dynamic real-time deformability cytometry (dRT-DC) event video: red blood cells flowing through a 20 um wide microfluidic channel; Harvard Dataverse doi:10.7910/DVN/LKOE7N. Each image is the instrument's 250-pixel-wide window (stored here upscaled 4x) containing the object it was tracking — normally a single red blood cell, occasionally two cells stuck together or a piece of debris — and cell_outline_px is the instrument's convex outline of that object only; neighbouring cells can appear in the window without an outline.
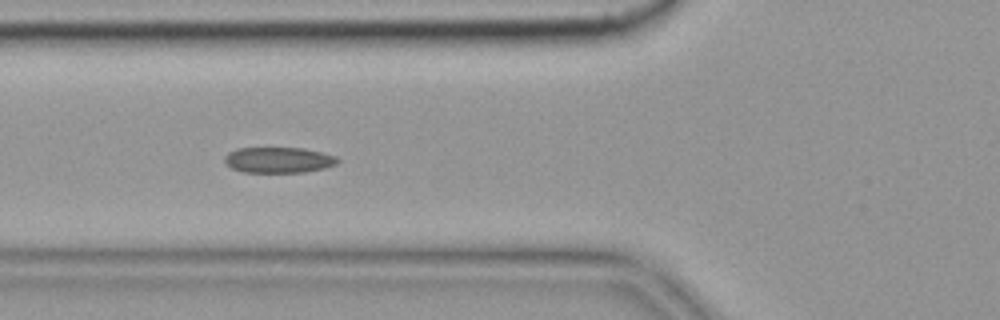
{"species": "common noctule bat (a hibernating species)", "species_latin": "Nyctalus noctula", "temperature_condition": "cold", "stored_images_in_passage": 50, "camera_frame_rate_fps": 3000, "um_per_image_px": 0.085, "animal": {"sex": "female", "body_mass_g": 19.9}, "frame": {"image": 1, "passage_image": 15, "time_ms": 4.667, "image_size_px": [1000, 320], "cell_outline_px": [[340, 160], [336, 164], [324, 168], [304, 172], [244, 172], [232, 168], [224, 164], [224, 156], [228, 152], [236, 148], [304, 148], [336, 156]], "centroid_in_image_um": [23.64, 13.59], "position_along_channel_um": 102.2, "area_um2": 16.99}, "authors_computed_cell_mechanics": {"area_um2": 17.3689, "velocity_mm_per_s": 3.6317, "shape_relaxation_time_tau1_ms": null, "shape_relaxation_time_tau2_ms": 3.8107, "deformation_change_tau1": null, "deformation_change_tau2": 0.094}}